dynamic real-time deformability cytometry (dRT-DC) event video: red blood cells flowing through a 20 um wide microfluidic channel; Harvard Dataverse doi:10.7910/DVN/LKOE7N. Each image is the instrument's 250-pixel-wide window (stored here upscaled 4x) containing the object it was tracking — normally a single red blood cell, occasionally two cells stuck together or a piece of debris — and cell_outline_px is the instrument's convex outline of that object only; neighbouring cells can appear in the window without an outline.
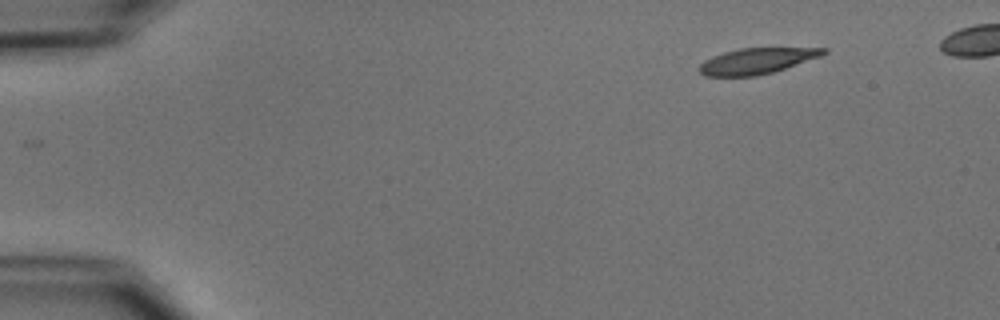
{"species": "common noctule bat (a hibernating species)", "species_latin": "Nyctalus noctula", "temperature_condition": "cold", "stored_images_in_passage": 46, "camera_frame_rate_fps": 3000, "um_per_image_px": 0.085, "animal": {"sex": "male", "body_mass_g": 15.6}, "frame": {"image": 1, "passage_image": 1, "time_ms": 0.0, "image_size_px": [1000, 320], "cell_outline_px": [[828, 52], [820, 56], [772, 72], [756, 76], [704, 76], [700, 72], [700, 64], [704, 60], [712, 56], [724, 52], [740, 48], [828, 48]], "centroid_in_image_um": [64.3, 5.18], "position_along_channel_um": 20.7, "area_um2": 18.44}}
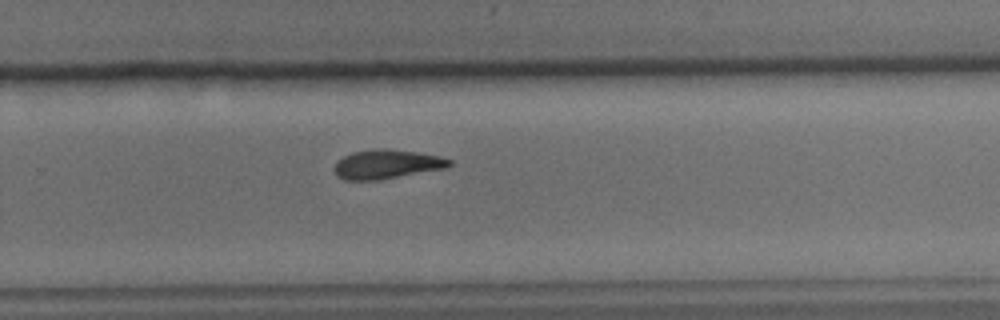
{"frame": {"image": 2, "passage_image": 31, "time_ms": 10.0, "image_size_px": [1000, 320], "cell_outline_px": [[452, 164], [448, 168], [380, 180], [344, 180], [336, 176], [332, 168], [336, 160], [352, 152], [376, 148], [388, 148], [416, 152], [440, 156], [452, 160]], "centroid_in_image_um": [32.85, 13.96], "position_along_channel_um": 296.9, "area_um2": 20.0}}
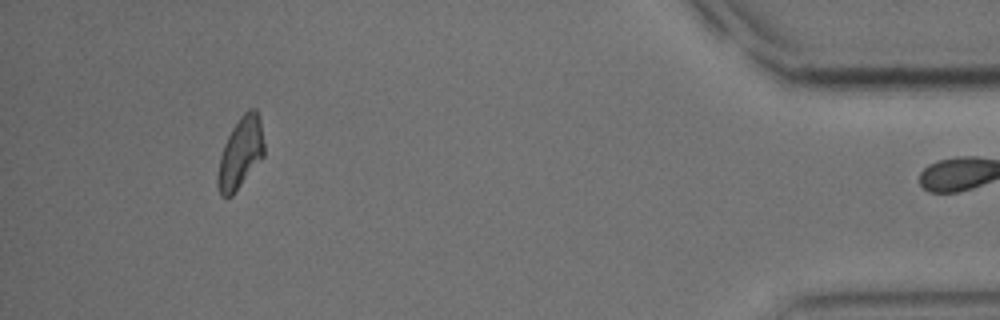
{"frame": {"image": 3, "passage_image": 45, "time_ms": 14.667, "image_size_px": [1000, 320], "cell_outline_px": [[264, 156], [232, 196], [220, 196], [216, 184], [216, 176], [220, 156], [224, 144], [232, 128], [240, 116], [248, 108], [256, 108], [260, 120], [264, 144]], "centroid_in_image_um": [20.43, 13.0], "position_along_channel_um": 414.8, "area_um2": 19.31}}